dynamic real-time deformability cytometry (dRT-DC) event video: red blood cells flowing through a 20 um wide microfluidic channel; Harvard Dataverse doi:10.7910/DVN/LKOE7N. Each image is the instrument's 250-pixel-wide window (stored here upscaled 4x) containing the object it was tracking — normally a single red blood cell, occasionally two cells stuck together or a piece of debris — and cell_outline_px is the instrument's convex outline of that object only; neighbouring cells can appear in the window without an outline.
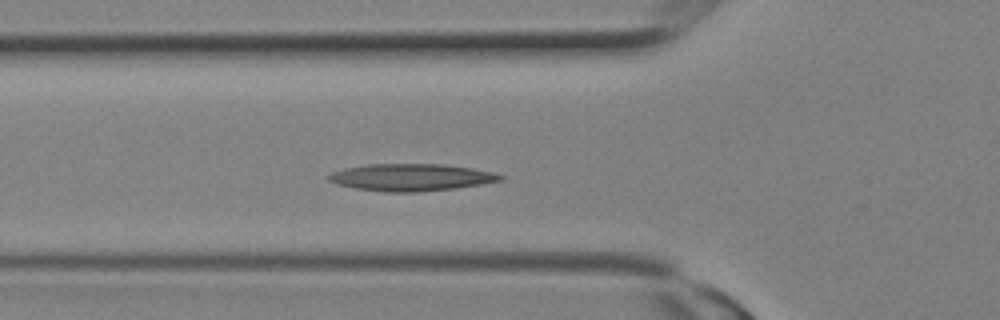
{"species": "Egyptian fruit bat (a non-hibernating species)", "species_latin": "Rousettus aegyptiacus", "temperature_condition": "room temperature", "stored_images_in_passage": 24, "camera_frame_rate_fps": 3000, "um_per_image_px": 0.085, "animal": {"sex": "female"}, "frame": {"image": 1, "passage_image": 7, "time_ms": 2.0, "image_size_px": [1000, 320], "cell_outline_px": [[504, 180], [456, 188], [420, 192], [384, 192], [356, 188], [336, 184], [328, 180], [328, 176], [332, 172], [344, 168], [364, 164], [444, 164], [472, 168], [492, 172], [504, 176]], "centroid_in_image_um": [34.93, 15.07], "position_along_channel_um": 90.9, "area_um2": 27.22}}
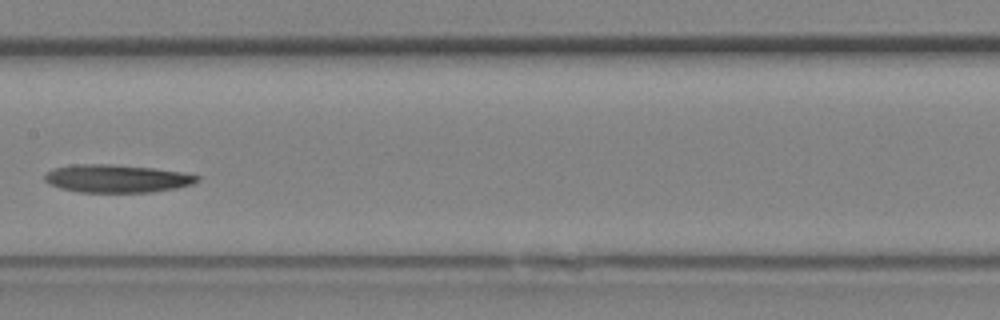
{"frame": {"image": 2, "passage_image": 11, "time_ms": 3.333, "image_size_px": [1000, 320], "cell_outline_px": [[200, 180], [192, 184], [176, 188], [152, 192], [76, 192], [60, 188], [48, 184], [44, 180], [44, 176], [52, 168], [72, 164], [108, 164], [152, 168], [180, 172], [200, 176]], "centroid_in_image_um": [9.88, 15.18], "position_along_channel_um": 197.5, "area_um2": 24.85}}
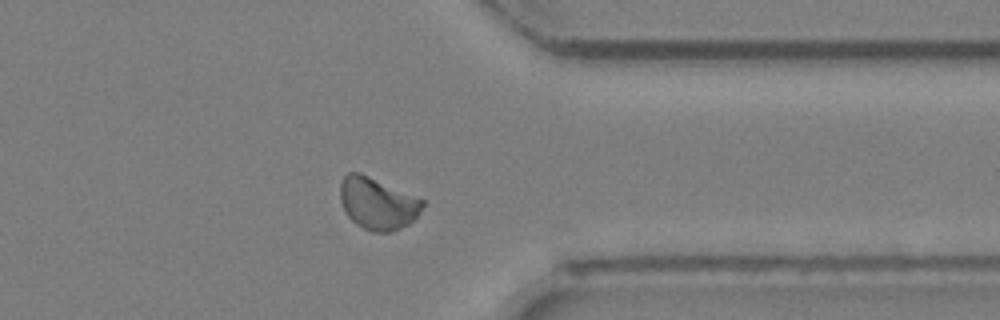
{"frame": {"image": 3, "passage_image": 18, "time_ms": 5.667, "image_size_px": [1000, 320], "cell_outline_px": [[424, 204], [420, 212], [408, 224], [392, 232], [372, 232], [356, 224], [344, 212], [340, 200], [340, 180], [348, 172], [360, 172], [424, 200]], "centroid_in_image_um": [32.05, 17.29], "position_along_channel_um": 379.3, "area_um2": 24.91}}